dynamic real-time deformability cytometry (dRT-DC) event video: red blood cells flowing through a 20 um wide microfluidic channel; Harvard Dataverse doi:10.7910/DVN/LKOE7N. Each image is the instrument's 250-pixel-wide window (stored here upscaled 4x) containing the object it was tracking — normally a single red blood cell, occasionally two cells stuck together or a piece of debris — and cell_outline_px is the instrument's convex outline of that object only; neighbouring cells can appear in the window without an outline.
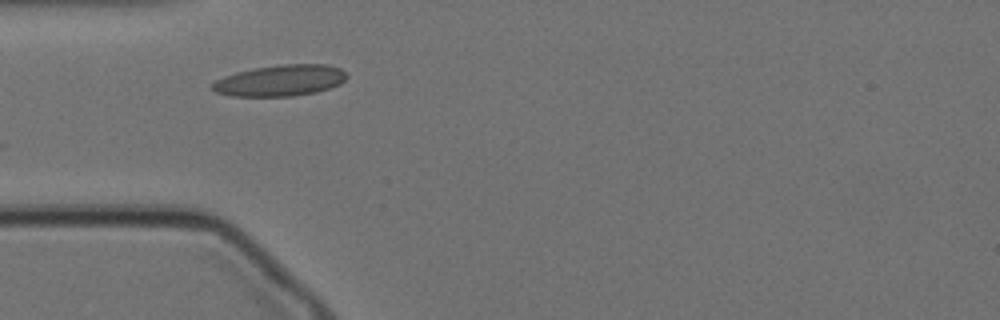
{"species": "Egyptian fruit bat (a non-hibernating species)", "species_latin": "Rousettus aegyptiacus", "temperature_condition": "cold", "stored_images_in_passage": 42, "camera_frame_rate_fps": 3000, "um_per_image_px": 0.085, "animal": {"sex": "female"}, "frame": {"image": 1, "passage_image": 1, "time_ms": 0.0, "image_size_px": [1000, 320], "cell_outline_px": [[348, 76], [340, 84], [316, 92], [292, 96], [232, 96], [216, 92], [208, 88], [208, 84], [224, 76], [236, 72], [256, 68], [280, 64], [328, 64], [340, 68]], "centroid_in_image_um": [23.78, 6.84], "position_along_channel_um": 61.2, "area_um2": 24.57}}
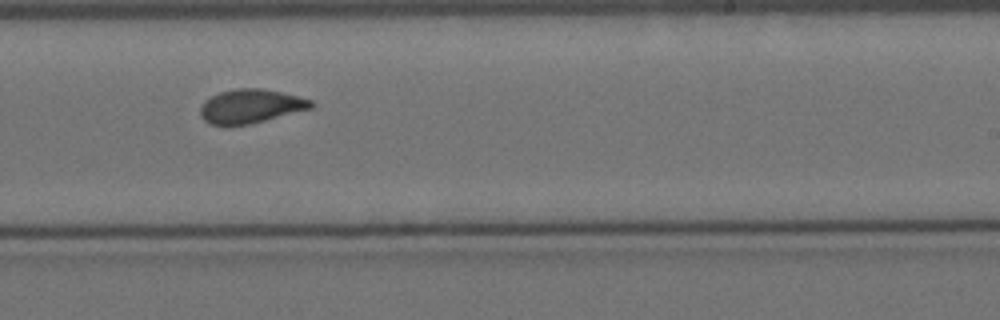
{"frame": {"image": 2, "passage_image": 19, "time_ms": 6.0, "image_size_px": [1000, 320], "cell_outline_px": [[316, 104], [312, 108], [252, 124], [232, 128], [228, 128], [208, 124], [200, 116], [200, 108], [204, 100], [220, 92], [236, 88], [260, 88], [280, 92], [312, 100]], "centroid_in_image_um": [21.25, 9.07], "position_along_channel_um": 267.7, "area_um2": 22.48}}
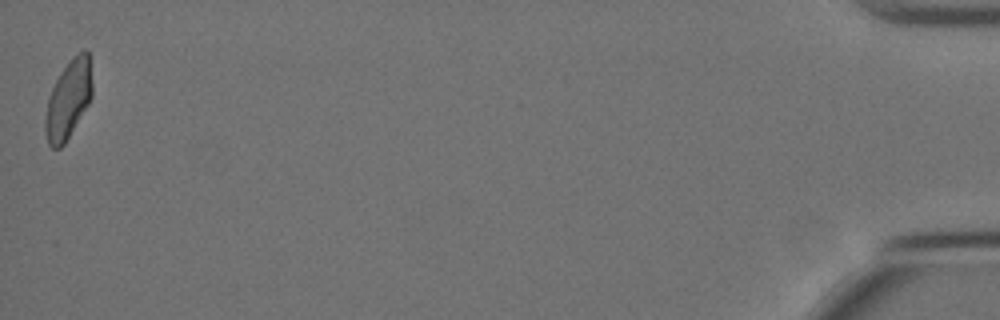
{"frame": {"image": 3, "passage_image": 42, "time_ms": 13.667, "image_size_px": [1000, 320], "cell_outline_px": [[92, 96], [88, 104], [64, 144], [60, 148], [52, 148], [48, 144], [44, 132], [44, 120], [48, 96], [60, 72], [72, 56], [84, 48], [88, 52], [92, 84]], "centroid_in_image_um": [5.79, 8.45], "position_along_channel_um": 429.4, "area_um2": 21.5}, "authors_computed_cell_mechanics": {"area_um2": 21.8484, "velocity_mm_per_s": 3.4444, "shape_relaxation_time_tau1_ms": 6.4494, "shape_relaxation_time_tau2_ms": 1.9775, "deformation_change_tau1": 0.1679, "deformation_change_tau2": 0.0513}}